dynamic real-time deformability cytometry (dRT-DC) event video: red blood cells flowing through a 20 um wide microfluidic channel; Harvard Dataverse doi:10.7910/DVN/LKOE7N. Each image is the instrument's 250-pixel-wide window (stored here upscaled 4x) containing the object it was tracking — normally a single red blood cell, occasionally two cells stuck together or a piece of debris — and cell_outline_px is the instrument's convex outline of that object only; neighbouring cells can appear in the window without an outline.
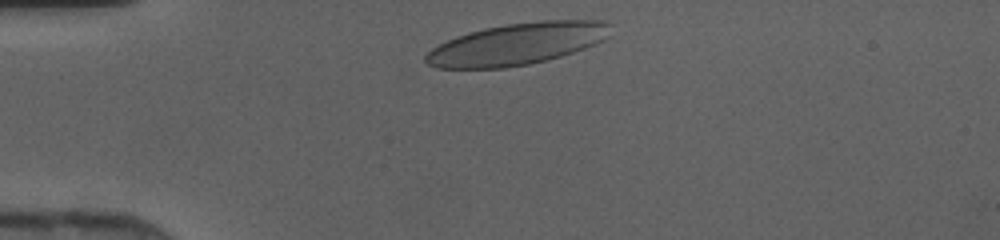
{"species": "human", "species_latin": "Homo sapiens", "temperature_condition": "cold", "stored_images_in_passage": 29, "camera_frame_rate_fps": 3000, "um_per_image_px": 0.085, "donor": {"sex": "female"}, "frame": {"image": 1, "passage_image": 2, "time_ms": 0.333, "image_size_px": [1000, 240], "cell_outline_px": [[612, 36], [596, 44], [560, 56], [528, 64], [504, 68], [436, 68], [428, 64], [424, 60], [424, 56], [432, 48], [456, 36], [468, 32], [484, 28], [508, 24], [540, 20], [604, 20], [612, 24]], "centroid_in_image_um": [44.0, 3.72], "position_along_channel_um": 41.0, "area_um2": 45.14}}
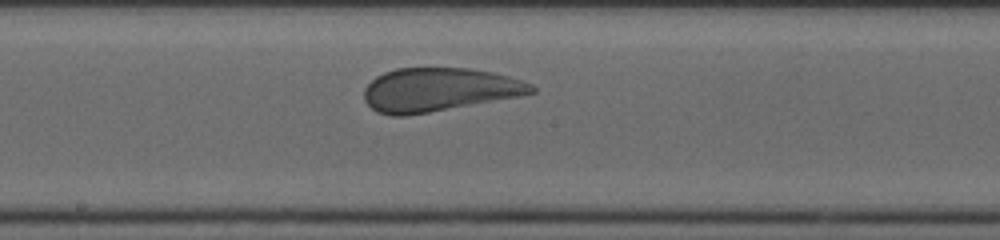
{"frame": {"image": 2, "passage_image": 16, "time_ms": 5.0, "image_size_px": [1000, 240], "cell_outline_px": [[536, 92], [520, 96], [428, 112], [404, 116], [392, 116], [376, 112], [364, 100], [364, 88], [376, 76], [384, 72], [396, 68], [468, 68], [492, 72], [508, 76], [532, 84], [536, 88]], "centroid_in_image_um": [37.28, 7.62], "position_along_channel_um": 210.9, "area_um2": 42.31}}
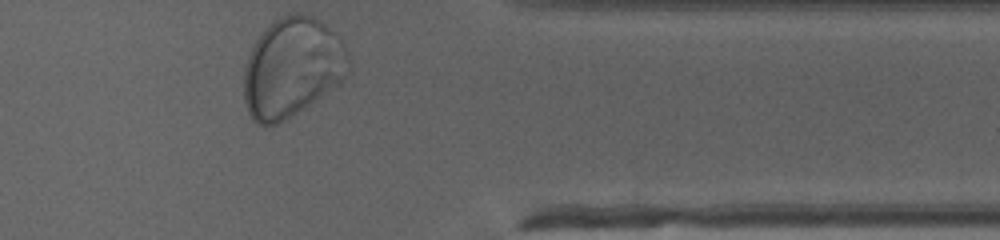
{"frame": {"image": 3, "passage_image": 29, "time_ms": 9.333, "image_size_px": [1000, 240], "cell_outline_px": [[352, 72], [340, 84], [284, 120], [276, 124], [256, 124], [252, 120], [248, 112], [244, 100], [244, 64], [260, 32], [268, 24], [280, 16], [292, 12], [300, 12], [312, 16], [324, 24], [344, 44], [348, 52]], "centroid_in_image_um": [24.84, 5.72], "position_along_channel_um": 386.6, "area_um2": 61.09}}